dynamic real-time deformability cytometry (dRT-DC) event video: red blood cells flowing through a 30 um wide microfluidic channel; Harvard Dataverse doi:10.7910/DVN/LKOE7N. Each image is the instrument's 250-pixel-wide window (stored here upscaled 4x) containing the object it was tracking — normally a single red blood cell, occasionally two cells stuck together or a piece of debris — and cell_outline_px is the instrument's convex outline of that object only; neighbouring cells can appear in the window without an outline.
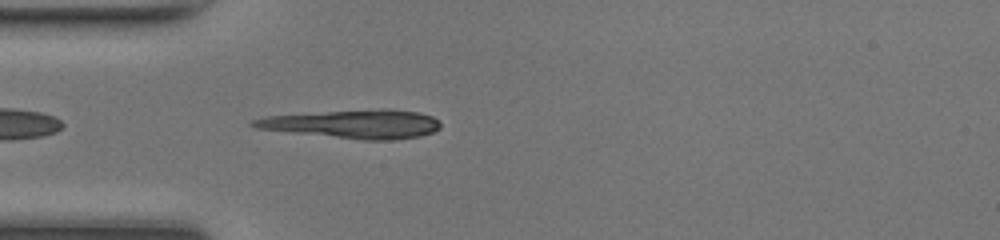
{"species": "common noctule bat (a hibernating species)", "species_latin": "Nyctalus noctula", "temperature_condition": "room temperature", "stored_images_in_passage": 35, "camera_frame_rate_fps": 3000, "um_per_image_px": 0.085, "animal": {"sex": "female", "body_mass_g": 17.0, "forearm_length_mm": 48.0}, "frame": {"image": 1, "passage_image": 2, "time_ms": 0.333, "image_size_px": [1000, 240], "cell_outline_px": [[440, 128], [432, 132], [420, 136], [396, 140], [364, 140], [256, 128], [248, 124], [252, 120], [268, 116], [384, 108], [388, 108], [416, 112], [432, 116], [440, 120]], "centroid_in_image_um": [30.13, 10.54], "position_along_channel_um": 54.9, "area_um2": 30.87}}